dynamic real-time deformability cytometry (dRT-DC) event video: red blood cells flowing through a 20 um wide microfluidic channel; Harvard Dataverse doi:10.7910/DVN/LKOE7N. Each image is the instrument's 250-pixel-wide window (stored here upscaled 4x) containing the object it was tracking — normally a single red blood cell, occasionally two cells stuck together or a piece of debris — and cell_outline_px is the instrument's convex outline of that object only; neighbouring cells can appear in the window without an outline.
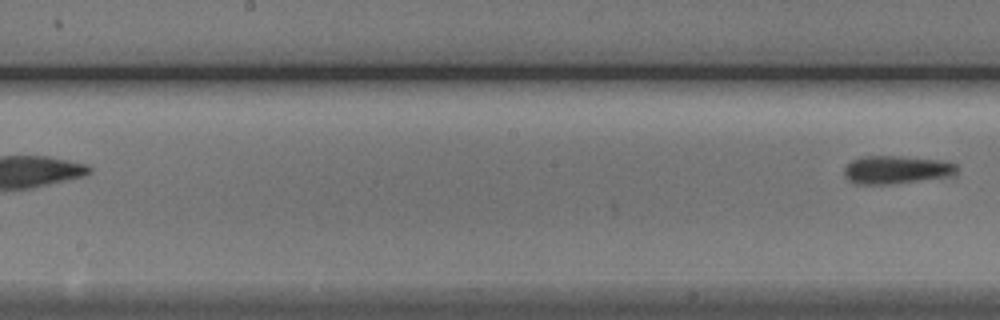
{"species": "Egyptian fruit bat (a non-hibernating species)", "species_latin": "Rousettus aegyptiacus", "temperature_condition": "cold", "stored_images_in_passage": 6, "segment_of_instrument_passage": [2, 2], "camera_frame_rate_fps": 3000, "um_per_image_px": 0.085, "animal": {"sex": "male"}, "frame": {"image": 1, "passage_image": 6, "time_ms": 6.667, "image_size_px": [1000, 320], "cell_outline_px": [[960, 168], [956, 176], [888, 184], [856, 184], [848, 180], [844, 176], [844, 168], [852, 160], [860, 156], [900, 156], [948, 160], [956, 164]], "centroid_in_image_um": [76.27, 14.42], "position_along_channel_um": 171.9, "area_um2": 18.96}}